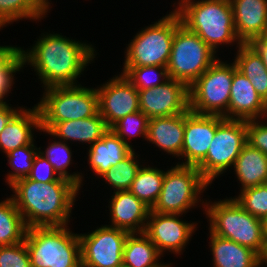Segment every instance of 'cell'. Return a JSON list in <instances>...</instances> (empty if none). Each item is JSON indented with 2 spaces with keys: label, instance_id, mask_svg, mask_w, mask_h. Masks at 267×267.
I'll return each mask as SVG.
<instances>
[{
  "label": "cell",
  "instance_id": "cell-48",
  "mask_svg": "<svg viewBox=\"0 0 267 267\" xmlns=\"http://www.w3.org/2000/svg\"><path fill=\"white\" fill-rule=\"evenodd\" d=\"M181 2H182V0H179V1H178V4H176V5H178V6H179V4H180Z\"/></svg>",
  "mask_w": 267,
  "mask_h": 267
},
{
  "label": "cell",
  "instance_id": "cell-18",
  "mask_svg": "<svg viewBox=\"0 0 267 267\" xmlns=\"http://www.w3.org/2000/svg\"><path fill=\"white\" fill-rule=\"evenodd\" d=\"M109 199L111 225L129 233L145 231L150 208L129 190L113 192Z\"/></svg>",
  "mask_w": 267,
  "mask_h": 267
},
{
  "label": "cell",
  "instance_id": "cell-21",
  "mask_svg": "<svg viewBox=\"0 0 267 267\" xmlns=\"http://www.w3.org/2000/svg\"><path fill=\"white\" fill-rule=\"evenodd\" d=\"M110 128L107 126L103 117L99 112L92 116L79 120H68L64 122L54 123L47 131L40 129L39 131L49 134L51 137L65 141H79L83 144L92 145L101 139Z\"/></svg>",
  "mask_w": 267,
  "mask_h": 267
},
{
  "label": "cell",
  "instance_id": "cell-10",
  "mask_svg": "<svg viewBox=\"0 0 267 267\" xmlns=\"http://www.w3.org/2000/svg\"><path fill=\"white\" fill-rule=\"evenodd\" d=\"M233 80V62L219 58L189 86V110L197 114L220 115L228 119Z\"/></svg>",
  "mask_w": 267,
  "mask_h": 267
},
{
  "label": "cell",
  "instance_id": "cell-19",
  "mask_svg": "<svg viewBox=\"0 0 267 267\" xmlns=\"http://www.w3.org/2000/svg\"><path fill=\"white\" fill-rule=\"evenodd\" d=\"M237 38L242 44L267 32V0H230Z\"/></svg>",
  "mask_w": 267,
  "mask_h": 267
},
{
  "label": "cell",
  "instance_id": "cell-43",
  "mask_svg": "<svg viewBox=\"0 0 267 267\" xmlns=\"http://www.w3.org/2000/svg\"><path fill=\"white\" fill-rule=\"evenodd\" d=\"M249 44L262 57L263 63L267 68V32L263 36L253 39Z\"/></svg>",
  "mask_w": 267,
  "mask_h": 267
},
{
  "label": "cell",
  "instance_id": "cell-35",
  "mask_svg": "<svg viewBox=\"0 0 267 267\" xmlns=\"http://www.w3.org/2000/svg\"><path fill=\"white\" fill-rule=\"evenodd\" d=\"M233 198L254 217L261 220L267 217V183L244 189Z\"/></svg>",
  "mask_w": 267,
  "mask_h": 267
},
{
  "label": "cell",
  "instance_id": "cell-13",
  "mask_svg": "<svg viewBox=\"0 0 267 267\" xmlns=\"http://www.w3.org/2000/svg\"><path fill=\"white\" fill-rule=\"evenodd\" d=\"M183 214L149 212L144 233L163 256L166 251L177 256L182 254L188 241L197 230V222L188 223L179 218Z\"/></svg>",
  "mask_w": 267,
  "mask_h": 267
},
{
  "label": "cell",
  "instance_id": "cell-9",
  "mask_svg": "<svg viewBox=\"0 0 267 267\" xmlns=\"http://www.w3.org/2000/svg\"><path fill=\"white\" fill-rule=\"evenodd\" d=\"M195 33L182 24L175 30L167 64L169 78L192 85L218 58Z\"/></svg>",
  "mask_w": 267,
  "mask_h": 267
},
{
  "label": "cell",
  "instance_id": "cell-45",
  "mask_svg": "<svg viewBox=\"0 0 267 267\" xmlns=\"http://www.w3.org/2000/svg\"><path fill=\"white\" fill-rule=\"evenodd\" d=\"M264 236L267 242V217L263 220Z\"/></svg>",
  "mask_w": 267,
  "mask_h": 267
},
{
  "label": "cell",
  "instance_id": "cell-23",
  "mask_svg": "<svg viewBox=\"0 0 267 267\" xmlns=\"http://www.w3.org/2000/svg\"><path fill=\"white\" fill-rule=\"evenodd\" d=\"M89 147L87 153L89 168L93 170V173L95 172V175L97 174V177H101L133 151L111 130Z\"/></svg>",
  "mask_w": 267,
  "mask_h": 267
},
{
  "label": "cell",
  "instance_id": "cell-7",
  "mask_svg": "<svg viewBox=\"0 0 267 267\" xmlns=\"http://www.w3.org/2000/svg\"><path fill=\"white\" fill-rule=\"evenodd\" d=\"M180 25L178 14L172 10L142 28L128 44L123 66H167L174 33Z\"/></svg>",
  "mask_w": 267,
  "mask_h": 267
},
{
  "label": "cell",
  "instance_id": "cell-1",
  "mask_svg": "<svg viewBox=\"0 0 267 267\" xmlns=\"http://www.w3.org/2000/svg\"><path fill=\"white\" fill-rule=\"evenodd\" d=\"M20 51L24 66L33 67L44 88L78 85L77 78L97 55L92 44L54 32L41 34L31 49Z\"/></svg>",
  "mask_w": 267,
  "mask_h": 267
},
{
  "label": "cell",
  "instance_id": "cell-40",
  "mask_svg": "<svg viewBox=\"0 0 267 267\" xmlns=\"http://www.w3.org/2000/svg\"><path fill=\"white\" fill-rule=\"evenodd\" d=\"M246 140L250 146L259 149L267 156V121L248 120Z\"/></svg>",
  "mask_w": 267,
  "mask_h": 267
},
{
  "label": "cell",
  "instance_id": "cell-29",
  "mask_svg": "<svg viewBox=\"0 0 267 267\" xmlns=\"http://www.w3.org/2000/svg\"><path fill=\"white\" fill-rule=\"evenodd\" d=\"M5 199L0 202V246L15 245L24 241L27 231L13 198L10 196Z\"/></svg>",
  "mask_w": 267,
  "mask_h": 267
},
{
  "label": "cell",
  "instance_id": "cell-37",
  "mask_svg": "<svg viewBox=\"0 0 267 267\" xmlns=\"http://www.w3.org/2000/svg\"><path fill=\"white\" fill-rule=\"evenodd\" d=\"M0 267H31L25 241L15 245L0 246Z\"/></svg>",
  "mask_w": 267,
  "mask_h": 267
},
{
  "label": "cell",
  "instance_id": "cell-11",
  "mask_svg": "<svg viewBox=\"0 0 267 267\" xmlns=\"http://www.w3.org/2000/svg\"><path fill=\"white\" fill-rule=\"evenodd\" d=\"M246 128L247 121L235 119H224L216 128L206 158L197 166L210 186L214 179L233 168L247 143Z\"/></svg>",
  "mask_w": 267,
  "mask_h": 267
},
{
  "label": "cell",
  "instance_id": "cell-8",
  "mask_svg": "<svg viewBox=\"0 0 267 267\" xmlns=\"http://www.w3.org/2000/svg\"><path fill=\"white\" fill-rule=\"evenodd\" d=\"M209 185L197 167L178 164L171 166L165 171L159 198L151 211L161 214H183L199 205V202L205 208L201 193Z\"/></svg>",
  "mask_w": 267,
  "mask_h": 267
},
{
  "label": "cell",
  "instance_id": "cell-17",
  "mask_svg": "<svg viewBox=\"0 0 267 267\" xmlns=\"http://www.w3.org/2000/svg\"><path fill=\"white\" fill-rule=\"evenodd\" d=\"M265 112L266 102L257 94L250 80L237 70L233 62L228 119L263 120Z\"/></svg>",
  "mask_w": 267,
  "mask_h": 267
},
{
  "label": "cell",
  "instance_id": "cell-30",
  "mask_svg": "<svg viewBox=\"0 0 267 267\" xmlns=\"http://www.w3.org/2000/svg\"><path fill=\"white\" fill-rule=\"evenodd\" d=\"M164 175V170L142 164L129 191L152 209L159 198Z\"/></svg>",
  "mask_w": 267,
  "mask_h": 267
},
{
  "label": "cell",
  "instance_id": "cell-28",
  "mask_svg": "<svg viewBox=\"0 0 267 267\" xmlns=\"http://www.w3.org/2000/svg\"><path fill=\"white\" fill-rule=\"evenodd\" d=\"M50 0H0V29L10 23L30 19L38 21L51 10Z\"/></svg>",
  "mask_w": 267,
  "mask_h": 267
},
{
  "label": "cell",
  "instance_id": "cell-3",
  "mask_svg": "<svg viewBox=\"0 0 267 267\" xmlns=\"http://www.w3.org/2000/svg\"><path fill=\"white\" fill-rule=\"evenodd\" d=\"M181 24L197 34L215 53L220 45L242 44L237 38L230 0H182L173 9Z\"/></svg>",
  "mask_w": 267,
  "mask_h": 267
},
{
  "label": "cell",
  "instance_id": "cell-14",
  "mask_svg": "<svg viewBox=\"0 0 267 267\" xmlns=\"http://www.w3.org/2000/svg\"><path fill=\"white\" fill-rule=\"evenodd\" d=\"M96 91L99 114L109 128L126 115L140 111L138 90L123 74L114 75Z\"/></svg>",
  "mask_w": 267,
  "mask_h": 267
},
{
  "label": "cell",
  "instance_id": "cell-34",
  "mask_svg": "<svg viewBox=\"0 0 267 267\" xmlns=\"http://www.w3.org/2000/svg\"><path fill=\"white\" fill-rule=\"evenodd\" d=\"M39 148L33 142L30 145L22 146L7 153V161L12 169L11 173L5 176V182L9 187L17 180L27 178L31 172L33 161Z\"/></svg>",
  "mask_w": 267,
  "mask_h": 267
},
{
  "label": "cell",
  "instance_id": "cell-24",
  "mask_svg": "<svg viewBox=\"0 0 267 267\" xmlns=\"http://www.w3.org/2000/svg\"><path fill=\"white\" fill-rule=\"evenodd\" d=\"M209 234L213 267L262 266V259L255 251L230 239L214 235L210 231Z\"/></svg>",
  "mask_w": 267,
  "mask_h": 267
},
{
  "label": "cell",
  "instance_id": "cell-41",
  "mask_svg": "<svg viewBox=\"0 0 267 267\" xmlns=\"http://www.w3.org/2000/svg\"><path fill=\"white\" fill-rule=\"evenodd\" d=\"M23 107H11L6 102L3 105H0V133L3 131L5 126L9 121L22 109Z\"/></svg>",
  "mask_w": 267,
  "mask_h": 267
},
{
  "label": "cell",
  "instance_id": "cell-31",
  "mask_svg": "<svg viewBox=\"0 0 267 267\" xmlns=\"http://www.w3.org/2000/svg\"><path fill=\"white\" fill-rule=\"evenodd\" d=\"M49 142L47 148L43 151L39 147V153L44 156L53 166L54 171L59 177L73 182L79 189L83 186V175L80 172L70 174L66 169L72 164V150L68 143L61 140Z\"/></svg>",
  "mask_w": 267,
  "mask_h": 267
},
{
  "label": "cell",
  "instance_id": "cell-22",
  "mask_svg": "<svg viewBox=\"0 0 267 267\" xmlns=\"http://www.w3.org/2000/svg\"><path fill=\"white\" fill-rule=\"evenodd\" d=\"M34 129H41V115L38 106L24 107L9 121L0 133V150L5 155L11 150L32 144Z\"/></svg>",
  "mask_w": 267,
  "mask_h": 267
},
{
  "label": "cell",
  "instance_id": "cell-16",
  "mask_svg": "<svg viewBox=\"0 0 267 267\" xmlns=\"http://www.w3.org/2000/svg\"><path fill=\"white\" fill-rule=\"evenodd\" d=\"M139 108L149 119L174 116L189 109V87L169 78L163 84L150 89L138 90Z\"/></svg>",
  "mask_w": 267,
  "mask_h": 267
},
{
  "label": "cell",
  "instance_id": "cell-32",
  "mask_svg": "<svg viewBox=\"0 0 267 267\" xmlns=\"http://www.w3.org/2000/svg\"><path fill=\"white\" fill-rule=\"evenodd\" d=\"M138 156L133 150L125 159L101 176L106 184L111 185L110 187L113 188L114 192L129 190L131 183L142 166L137 158Z\"/></svg>",
  "mask_w": 267,
  "mask_h": 267
},
{
  "label": "cell",
  "instance_id": "cell-38",
  "mask_svg": "<svg viewBox=\"0 0 267 267\" xmlns=\"http://www.w3.org/2000/svg\"><path fill=\"white\" fill-rule=\"evenodd\" d=\"M23 55L21 51L3 68L0 70V105L6 103L5 97L11 93L14 77L16 72L23 70ZM7 95V96H6Z\"/></svg>",
  "mask_w": 267,
  "mask_h": 267
},
{
  "label": "cell",
  "instance_id": "cell-15",
  "mask_svg": "<svg viewBox=\"0 0 267 267\" xmlns=\"http://www.w3.org/2000/svg\"><path fill=\"white\" fill-rule=\"evenodd\" d=\"M225 118L220 115L197 114L189 109L185 112L183 147L178 165L197 167L205 158L216 128Z\"/></svg>",
  "mask_w": 267,
  "mask_h": 267
},
{
  "label": "cell",
  "instance_id": "cell-46",
  "mask_svg": "<svg viewBox=\"0 0 267 267\" xmlns=\"http://www.w3.org/2000/svg\"><path fill=\"white\" fill-rule=\"evenodd\" d=\"M263 119L267 120V103H266V112H265V116Z\"/></svg>",
  "mask_w": 267,
  "mask_h": 267
},
{
  "label": "cell",
  "instance_id": "cell-47",
  "mask_svg": "<svg viewBox=\"0 0 267 267\" xmlns=\"http://www.w3.org/2000/svg\"><path fill=\"white\" fill-rule=\"evenodd\" d=\"M116 267H129V266H127V265H124V264H121V265H119V266H116Z\"/></svg>",
  "mask_w": 267,
  "mask_h": 267
},
{
  "label": "cell",
  "instance_id": "cell-25",
  "mask_svg": "<svg viewBox=\"0 0 267 267\" xmlns=\"http://www.w3.org/2000/svg\"><path fill=\"white\" fill-rule=\"evenodd\" d=\"M233 168L242 186L240 191L267 183V156L248 143L240 151Z\"/></svg>",
  "mask_w": 267,
  "mask_h": 267
},
{
  "label": "cell",
  "instance_id": "cell-42",
  "mask_svg": "<svg viewBox=\"0 0 267 267\" xmlns=\"http://www.w3.org/2000/svg\"><path fill=\"white\" fill-rule=\"evenodd\" d=\"M21 50L17 46H0V70L3 69Z\"/></svg>",
  "mask_w": 267,
  "mask_h": 267
},
{
  "label": "cell",
  "instance_id": "cell-4",
  "mask_svg": "<svg viewBox=\"0 0 267 267\" xmlns=\"http://www.w3.org/2000/svg\"><path fill=\"white\" fill-rule=\"evenodd\" d=\"M205 203L204 211L212 234L248 247L262 258L267 244L263 220L244 210L232 196L216 202L207 203L206 200Z\"/></svg>",
  "mask_w": 267,
  "mask_h": 267
},
{
  "label": "cell",
  "instance_id": "cell-6",
  "mask_svg": "<svg viewBox=\"0 0 267 267\" xmlns=\"http://www.w3.org/2000/svg\"><path fill=\"white\" fill-rule=\"evenodd\" d=\"M37 106L41 115V129L46 131L54 123L84 119L99 112L96 88L81 84L44 88Z\"/></svg>",
  "mask_w": 267,
  "mask_h": 267
},
{
  "label": "cell",
  "instance_id": "cell-36",
  "mask_svg": "<svg viewBox=\"0 0 267 267\" xmlns=\"http://www.w3.org/2000/svg\"><path fill=\"white\" fill-rule=\"evenodd\" d=\"M149 118L141 111L126 115L116 122L110 130L120 137L133 150L131 143L127 140L130 137L141 136L147 139Z\"/></svg>",
  "mask_w": 267,
  "mask_h": 267
},
{
  "label": "cell",
  "instance_id": "cell-27",
  "mask_svg": "<svg viewBox=\"0 0 267 267\" xmlns=\"http://www.w3.org/2000/svg\"><path fill=\"white\" fill-rule=\"evenodd\" d=\"M233 59L236 68L245 75L257 94L267 103V68L262 57L250 44H241Z\"/></svg>",
  "mask_w": 267,
  "mask_h": 267
},
{
  "label": "cell",
  "instance_id": "cell-44",
  "mask_svg": "<svg viewBox=\"0 0 267 267\" xmlns=\"http://www.w3.org/2000/svg\"><path fill=\"white\" fill-rule=\"evenodd\" d=\"M262 267H264L263 265L265 264V266H267V244H266V250L264 255L262 256Z\"/></svg>",
  "mask_w": 267,
  "mask_h": 267
},
{
  "label": "cell",
  "instance_id": "cell-2",
  "mask_svg": "<svg viewBox=\"0 0 267 267\" xmlns=\"http://www.w3.org/2000/svg\"><path fill=\"white\" fill-rule=\"evenodd\" d=\"M10 188L27 228L69 225L81 190L71 181L42 183L28 177L17 180Z\"/></svg>",
  "mask_w": 267,
  "mask_h": 267
},
{
  "label": "cell",
  "instance_id": "cell-12",
  "mask_svg": "<svg viewBox=\"0 0 267 267\" xmlns=\"http://www.w3.org/2000/svg\"><path fill=\"white\" fill-rule=\"evenodd\" d=\"M129 232L102 225L88 234H78L82 267H116L123 264V248Z\"/></svg>",
  "mask_w": 267,
  "mask_h": 267
},
{
  "label": "cell",
  "instance_id": "cell-26",
  "mask_svg": "<svg viewBox=\"0 0 267 267\" xmlns=\"http://www.w3.org/2000/svg\"><path fill=\"white\" fill-rule=\"evenodd\" d=\"M157 247L144 233H129L123 248V264L129 267H172L161 264Z\"/></svg>",
  "mask_w": 267,
  "mask_h": 267
},
{
  "label": "cell",
  "instance_id": "cell-5",
  "mask_svg": "<svg viewBox=\"0 0 267 267\" xmlns=\"http://www.w3.org/2000/svg\"><path fill=\"white\" fill-rule=\"evenodd\" d=\"M69 226L27 228L31 267H82L79 235Z\"/></svg>",
  "mask_w": 267,
  "mask_h": 267
},
{
  "label": "cell",
  "instance_id": "cell-33",
  "mask_svg": "<svg viewBox=\"0 0 267 267\" xmlns=\"http://www.w3.org/2000/svg\"><path fill=\"white\" fill-rule=\"evenodd\" d=\"M167 66H124L123 74L137 89H150L169 79Z\"/></svg>",
  "mask_w": 267,
  "mask_h": 267
},
{
  "label": "cell",
  "instance_id": "cell-39",
  "mask_svg": "<svg viewBox=\"0 0 267 267\" xmlns=\"http://www.w3.org/2000/svg\"><path fill=\"white\" fill-rule=\"evenodd\" d=\"M28 178L33 181L42 183L69 181L67 179L59 177L58 174L54 171L53 166L39 152L34 158L33 166Z\"/></svg>",
  "mask_w": 267,
  "mask_h": 267
},
{
  "label": "cell",
  "instance_id": "cell-20",
  "mask_svg": "<svg viewBox=\"0 0 267 267\" xmlns=\"http://www.w3.org/2000/svg\"><path fill=\"white\" fill-rule=\"evenodd\" d=\"M185 130V112L174 116L149 119L146 141L179 158L182 153Z\"/></svg>",
  "mask_w": 267,
  "mask_h": 267
}]
</instances>
